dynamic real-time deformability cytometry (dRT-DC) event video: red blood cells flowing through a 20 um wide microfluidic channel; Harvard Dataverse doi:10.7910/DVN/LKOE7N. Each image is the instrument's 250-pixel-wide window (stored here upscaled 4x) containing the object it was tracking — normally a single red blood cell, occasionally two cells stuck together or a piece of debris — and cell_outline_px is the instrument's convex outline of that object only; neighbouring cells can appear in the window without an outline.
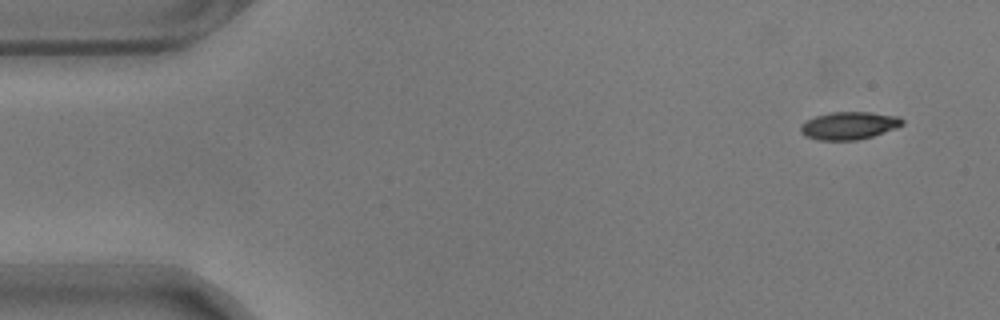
{"species": "common noctule bat (a hibernating species)", "species_latin": "Nyctalus noctula", "temperature_condition": "warm", "stored_images_in_passage": 50, "camera_frame_rate_fps": 3000, "um_per_image_px": 0.085, "animal": {"sex": "male", "body_mass_g": 17.9}, "frame": {"image": 1, "passage_image": 1, "time_ms": 0.0, "image_size_px": [1000, 320], "cell_outline_px": [[904, 124], [896, 128], [872, 136], [856, 140], [816, 140], [804, 136], [800, 132], [800, 124], [816, 116], [832, 112], [872, 112], [900, 116], [904, 120]], "centroid_in_image_um": [72.17, 10.67], "position_along_channel_um": 12.8, "area_um2": 16.53}}
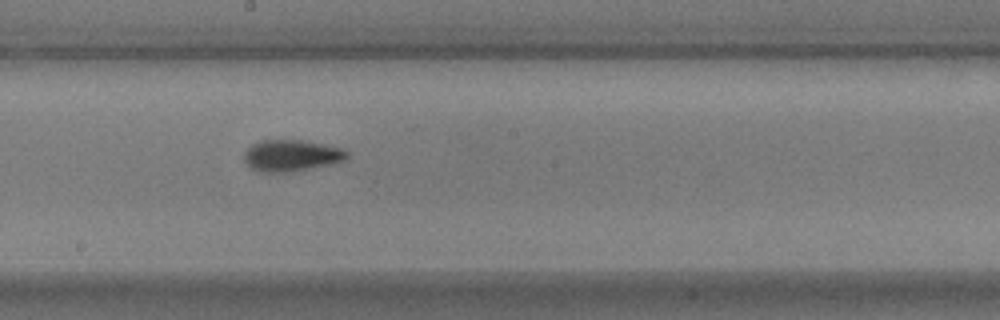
{"frame": {"image": 2, "passage_image": 28, "time_ms": 9.0, "image_size_px": [1000, 320], "cell_outline_px": [[348, 156], [344, 160], [332, 164], [284, 172], [264, 172], [252, 168], [244, 160], [244, 152], [252, 144], [260, 140], [304, 140], [344, 148], [348, 152]], "centroid_in_image_um": [24.79, 13.2], "position_along_channel_um": 223.4, "area_um2": 18.73}}
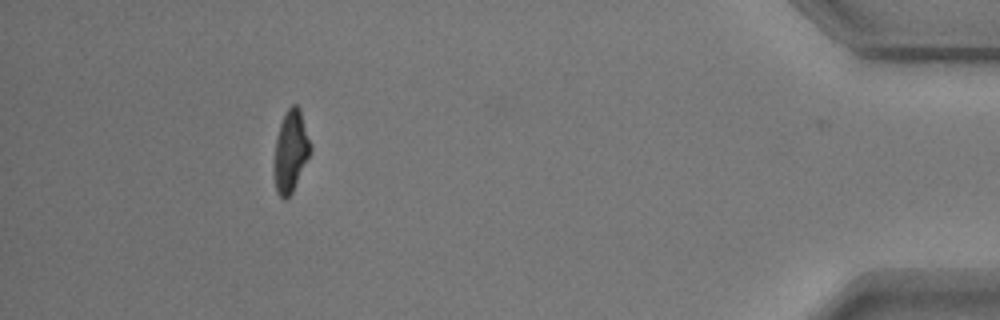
{"frame": {"image": 3, "passage_image": 49, "time_ms": 16.0, "image_size_px": [1000, 320], "cell_outline_px": [[312, 152], [292, 192], [284, 200], [276, 192], [272, 172], [272, 164], [276, 136], [280, 124], [288, 108], [292, 104], [296, 104], [300, 108], [312, 148]], "centroid_in_image_um": [24.68, 12.89], "position_along_channel_um": 410.5, "area_um2": 17.74}, "authors_computed_cell_mechanics": {"area_um2": 18.0047, "velocity_mm_per_s": 3.5342, "shape_relaxation_time_tau1_ms": 2.985, "shape_relaxation_time_tau2_ms": 2.2338, "deformation_change_tau1": 0.1583, "deformation_change_tau2": 0.0772}}